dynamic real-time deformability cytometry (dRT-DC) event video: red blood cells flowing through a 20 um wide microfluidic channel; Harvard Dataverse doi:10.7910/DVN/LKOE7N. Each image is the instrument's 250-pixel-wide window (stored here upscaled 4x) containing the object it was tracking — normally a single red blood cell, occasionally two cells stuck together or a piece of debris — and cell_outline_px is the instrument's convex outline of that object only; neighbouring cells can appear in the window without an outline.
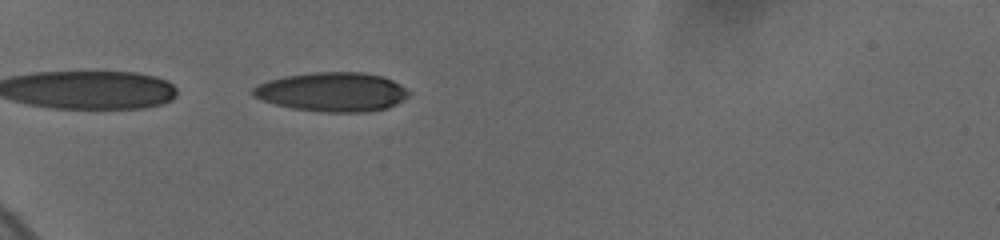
{"species": "human", "species_latin": "Homo sapiens", "temperature_condition": "cold", "stored_images_in_passage": 15, "camera_frame_rate_fps": 3000, "um_per_image_px": 0.085, "donor": {"sex": "female"}, "frame": {"image": 1, "passage_image": 1, "time_ms": 0.0, "image_size_px": [1000, 240], "cell_outline_px": [[412, 92], [408, 96], [388, 108], [364, 112], [324, 112], [292, 108], [260, 100], [252, 96], [252, 88], [268, 80], [284, 76], [316, 72], [364, 72], [384, 76], [400, 84]], "centroid_in_image_um": [28.25, 7.81], "position_along_channel_um": 56.7, "area_um2": 35.66}}
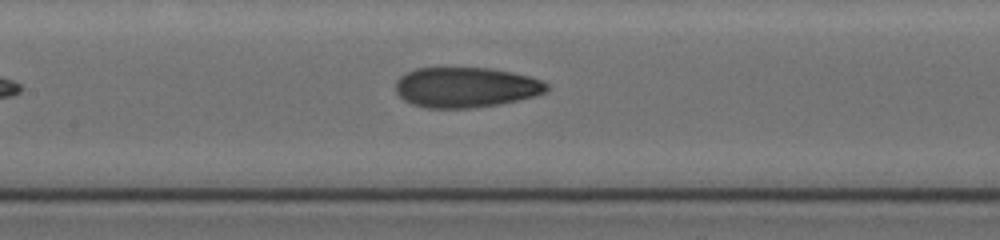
{"frame": {"image": 2, "passage_image": 7, "time_ms": 3.667, "image_size_px": [1000, 240], "cell_outline_px": [[548, 88], [544, 92], [536, 96], [500, 104], [472, 108], [424, 108], [412, 104], [404, 100], [396, 92], [396, 80], [400, 76], [416, 68], [492, 68], [512, 72], [544, 80], [548, 84]], "centroid_in_image_um": [39.6, 7.42], "position_along_channel_um": 167.8, "area_um2": 35.6}}
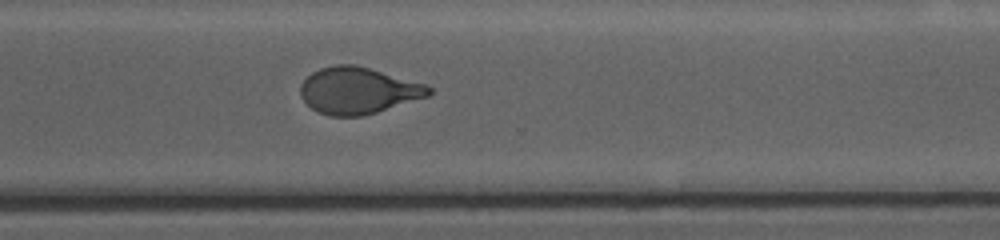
{"frame": {"image": 3, "passage_image": 15, "time_ms": 8.333, "image_size_px": [1000, 240], "cell_outline_px": [[436, 92], [428, 96], [376, 112], [360, 116], [332, 116], [316, 112], [300, 96], [300, 84], [312, 72], [320, 68], [336, 64], [356, 64], [428, 84]], "centroid_in_image_um": [30.46, 7.68], "position_along_channel_um": 340.1, "area_um2": 35.08}}